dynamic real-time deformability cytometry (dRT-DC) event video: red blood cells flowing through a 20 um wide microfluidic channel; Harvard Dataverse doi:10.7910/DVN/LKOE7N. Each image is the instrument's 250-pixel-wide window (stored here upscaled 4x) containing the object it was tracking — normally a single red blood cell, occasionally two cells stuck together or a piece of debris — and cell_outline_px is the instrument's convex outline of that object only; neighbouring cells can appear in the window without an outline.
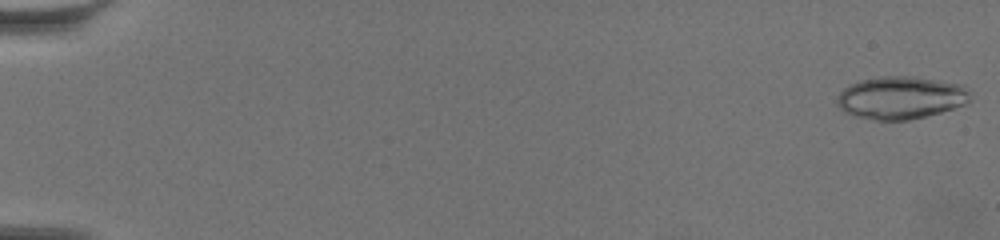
{"species": "common noctule bat (a hibernating species)", "species_latin": "Nyctalus noctula", "temperature_condition": "warm", "stored_images_in_passage": 46, "camera_frame_rate_fps": 3000, "um_per_image_px": 0.085, "animal": {"sex": "female", "body_mass_g": 19.5, "forearm_length_mm": 54.1}, "frame": {"image": 1, "passage_image": 1, "time_ms": 0.0, "image_size_px": [1000, 240], "cell_outline_px": [[968, 100], [964, 104], [940, 112], [908, 120], [880, 120], [856, 116], [844, 112], [840, 108], [836, 100], [840, 92], [844, 88], [852, 84], [864, 80], [884, 76], [912, 76], [956, 84], [968, 92]], "centroid_in_image_um": [76.5, 8.31], "position_along_channel_um": 8.5, "area_um2": 32.14}}